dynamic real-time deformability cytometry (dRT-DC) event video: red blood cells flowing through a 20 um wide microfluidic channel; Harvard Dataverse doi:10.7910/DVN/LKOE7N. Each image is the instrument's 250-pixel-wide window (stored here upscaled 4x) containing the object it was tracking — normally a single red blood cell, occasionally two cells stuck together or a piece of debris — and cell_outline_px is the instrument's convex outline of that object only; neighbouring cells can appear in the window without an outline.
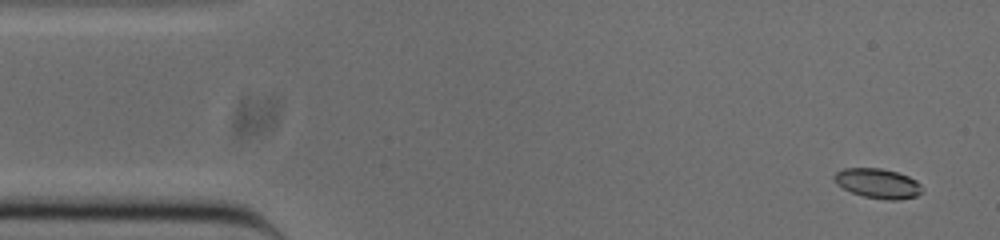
{"species": "common noctule bat (a hibernating species)", "species_latin": "Nyctalus noctula", "temperature_condition": "cold", "stored_images_in_passage": 12, "camera_frame_rate_fps": 3000, "um_per_image_px": 0.085, "animal": {"sex": "male", "body_mass_g": 20.0, "forearm_length_mm": 53.3}, "frame": {"image": 1, "passage_image": 3, "time_ms": 0.667, "image_size_px": [1000, 240], "cell_outline_px": [[920, 192], [916, 196], [896, 200], [888, 200], [864, 196], [852, 192], [836, 184], [832, 176], [836, 172], [844, 168], [880, 168], [896, 172], [908, 176], [916, 180], [920, 184]], "centroid_in_image_um": [74.58, 15.58], "position_along_channel_um": 10.4, "area_um2": 15.03}}